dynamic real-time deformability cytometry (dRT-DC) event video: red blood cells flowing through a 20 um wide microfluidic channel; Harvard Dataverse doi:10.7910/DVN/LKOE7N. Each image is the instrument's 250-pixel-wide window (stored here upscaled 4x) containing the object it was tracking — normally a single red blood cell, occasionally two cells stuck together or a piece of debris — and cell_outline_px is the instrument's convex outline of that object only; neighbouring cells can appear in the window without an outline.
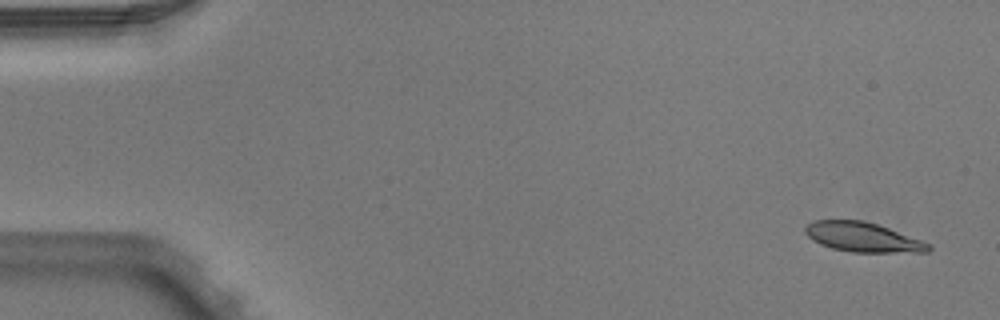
{"species": "Egyptian fruit bat (a non-hibernating species)", "species_latin": "Rousettus aegyptiacus", "temperature_condition": "warm", "stored_images_in_passage": 6, "camera_frame_rate_fps": 3000, "um_per_image_px": 0.085, "animal": {"sex": "male"}, "frame": {"image": 1, "passage_image": 1, "time_ms": 0.0, "image_size_px": [1000, 320], "cell_outline_px": [[932, 248], [928, 252], [852, 252], [832, 248], [820, 244], [812, 240], [804, 232], [804, 228], [812, 220], [864, 220], [888, 228], [932, 244]], "centroid_in_image_um": [73.33, 20.16], "position_along_channel_um": 11.7, "area_um2": 21.21}}
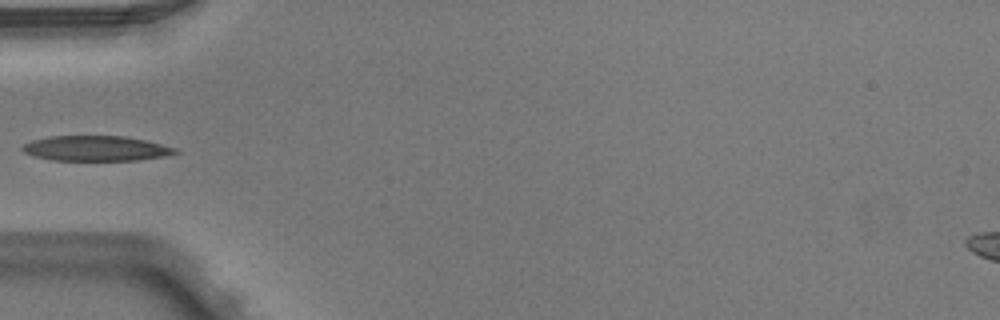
{"frame": {"image": 2, "passage_image": 5, "time_ms": 1.333, "image_size_px": [1000, 320], "cell_outline_px": [[180, 152], [164, 156], [140, 160], [52, 160], [36, 156], [24, 152], [20, 148], [24, 144], [32, 140], [48, 136], [124, 136], [144, 140], [176, 148]], "centroid_in_image_um": [8.14, 12.61], "position_along_channel_um": 76.9, "area_um2": 22.25}}
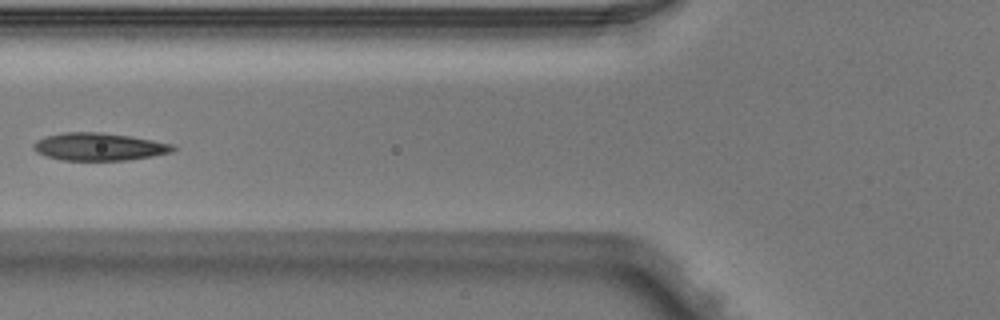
{"frame": {"image": 3, "passage_image": 6, "time_ms": 1.667, "image_size_px": [1000, 320], "cell_outline_px": [[176, 148], [172, 152], [152, 156], [128, 160], [64, 160], [44, 156], [36, 152], [32, 148], [32, 144], [36, 140], [44, 136], [64, 132], [100, 132], [128, 136], [152, 140], [172, 144]], "centroid_in_image_um": [8.36, 12.47], "position_along_channel_um": 117.4, "area_um2": 22.48}}